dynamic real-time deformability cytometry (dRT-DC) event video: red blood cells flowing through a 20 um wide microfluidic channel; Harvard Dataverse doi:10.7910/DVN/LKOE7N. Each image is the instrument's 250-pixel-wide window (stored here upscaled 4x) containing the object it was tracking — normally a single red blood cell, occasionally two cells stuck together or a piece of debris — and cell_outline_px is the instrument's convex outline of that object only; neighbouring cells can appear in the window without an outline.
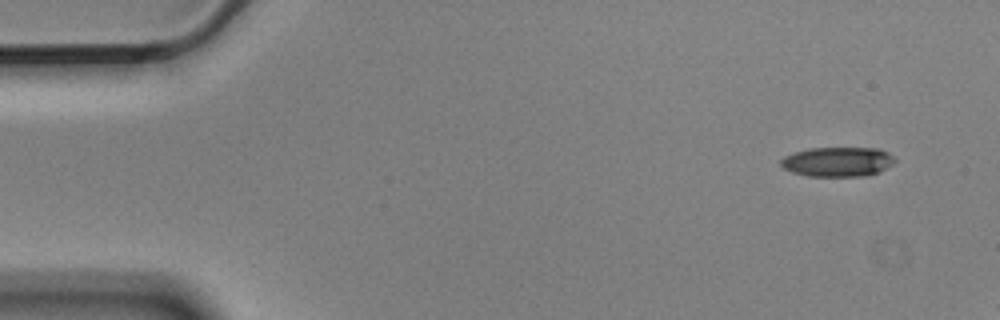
{"species": "Egyptian fruit bat (a non-hibernating species)", "species_latin": "Rousettus aegyptiacus", "temperature_condition": "cold", "stored_images_in_passage": 4, "camera_frame_rate_fps": 3000, "um_per_image_px": 0.085, "animal": {"sex": "male"}, "frame": {"image": 1, "passage_image": 1, "time_ms": 0.0, "image_size_px": [1000, 320], "cell_outline_px": [[896, 160], [892, 164], [876, 172], [864, 176], [808, 176], [792, 172], [784, 168], [780, 164], [780, 160], [784, 156], [808, 148], [880, 148], [888, 152]], "centroid_in_image_um": [71.18, 13.74], "position_along_channel_um": 13.8, "area_um2": 19.54}}